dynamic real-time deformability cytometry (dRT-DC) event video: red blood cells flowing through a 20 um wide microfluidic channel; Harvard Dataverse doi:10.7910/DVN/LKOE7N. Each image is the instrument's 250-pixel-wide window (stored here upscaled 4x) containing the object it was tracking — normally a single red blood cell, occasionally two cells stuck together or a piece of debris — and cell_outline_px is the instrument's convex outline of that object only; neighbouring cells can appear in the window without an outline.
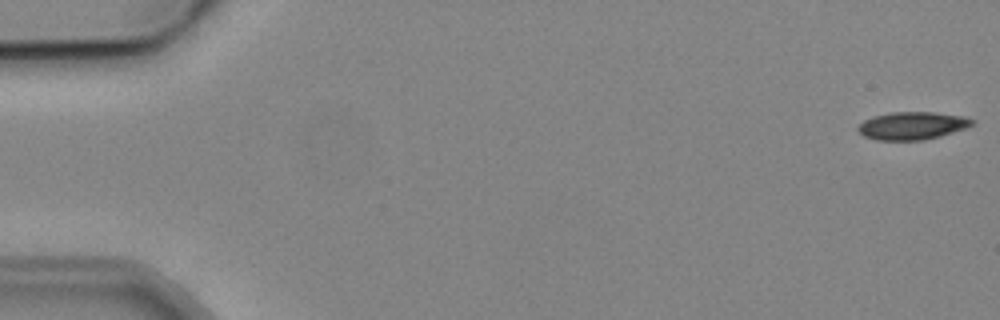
{"species": "common noctule bat (a hibernating species)", "species_latin": "Nyctalus noctula", "temperature_condition": "cold", "stored_images_in_passage": 7, "camera_frame_rate_fps": 3000, "um_per_image_px": 0.085, "animal": {"sex": "male", "body_mass_g": 19.2, "forearm_length_mm": 51.8}, "frame": {"image": 1, "passage_image": 1, "time_ms": 0.0, "image_size_px": [1000, 320], "cell_outline_px": [[976, 124], [968, 128], [940, 136], [924, 140], [876, 140], [864, 136], [856, 128], [864, 120], [872, 116], [892, 112], [932, 112], [968, 116], [976, 120]], "centroid_in_image_um": [77.61, 10.68], "position_along_channel_um": 7.4, "area_um2": 18.79}}